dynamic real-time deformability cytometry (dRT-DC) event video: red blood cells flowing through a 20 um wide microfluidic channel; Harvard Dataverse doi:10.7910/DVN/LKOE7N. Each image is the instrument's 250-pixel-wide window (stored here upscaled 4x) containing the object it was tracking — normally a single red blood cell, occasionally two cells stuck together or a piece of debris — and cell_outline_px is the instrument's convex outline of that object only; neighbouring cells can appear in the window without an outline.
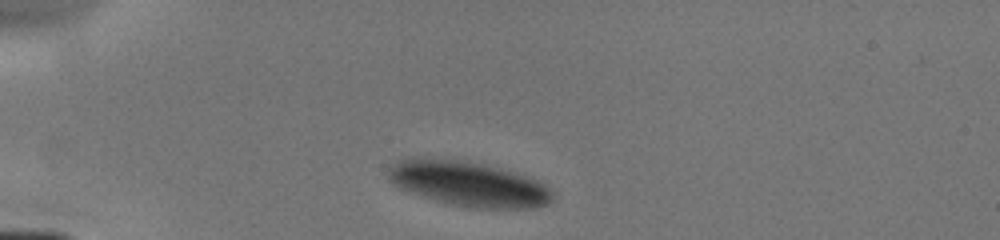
{"species": "human", "species_latin": "Homo sapiens", "temperature_condition": "cold", "stored_images_in_passage": 2, "camera_frame_rate_fps": 3000, "um_per_image_px": 0.085, "donor": {"sex": "male"}, "frame": {"image": 1, "passage_image": 1, "time_ms": 0.0, "image_size_px": [1000, 240], "cell_outline_px": [[552, 200], [548, 204], [536, 208], [476, 208], [448, 204], [400, 188], [388, 176], [388, 172], [396, 160], [404, 156], [416, 156], [456, 160], [484, 164], [516, 172], [528, 176], [536, 180], [548, 188], [552, 192]], "centroid_in_image_um": [39.81, 15.61], "position_along_channel_um": 45.2, "area_um2": 42.95}}